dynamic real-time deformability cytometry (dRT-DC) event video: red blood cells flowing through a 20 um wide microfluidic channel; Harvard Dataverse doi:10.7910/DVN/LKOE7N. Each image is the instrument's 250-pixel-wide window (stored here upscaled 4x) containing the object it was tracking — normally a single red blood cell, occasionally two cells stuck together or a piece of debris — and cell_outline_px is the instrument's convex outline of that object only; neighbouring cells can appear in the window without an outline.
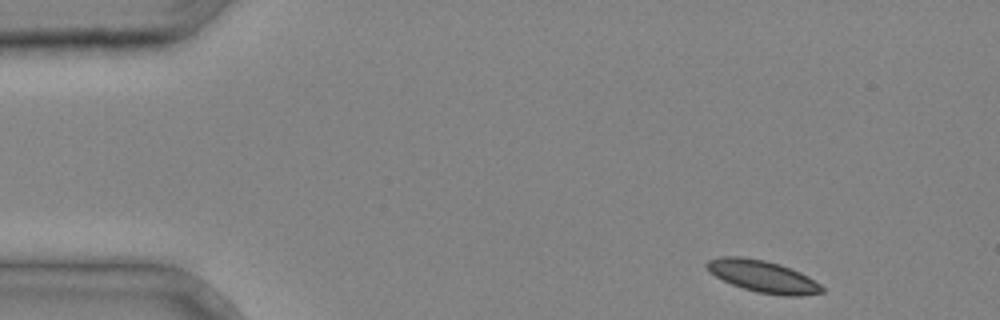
{"species": "common noctule bat (a hibernating species)", "species_latin": "Nyctalus noctula", "temperature_condition": "cold", "stored_images_in_passage": 2, "camera_frame_rate_fps": 3000, "um_per_image_px": 0.085, "animal": {"sex": "male", "body_mass_g": 20.4}, "frame": {"image": 1, "passage_image": 1, "time_ms": 0.0, "image_size_px": [1000, 320], "cell_outline_px": [[824, 292], [800, 296], [784, 296], [756, 292], [732, 284], [708, 272], [704, 264], [708, 260], [720, 256], [740, 256], [764, 260], [780, 264], [792, 268], [808, 276], [820, 284], [824, 288]], "centroid_in_image_um": [64.84, 23.48], "position_along_channel_um": 20.2, "area_um2": 21.56}}